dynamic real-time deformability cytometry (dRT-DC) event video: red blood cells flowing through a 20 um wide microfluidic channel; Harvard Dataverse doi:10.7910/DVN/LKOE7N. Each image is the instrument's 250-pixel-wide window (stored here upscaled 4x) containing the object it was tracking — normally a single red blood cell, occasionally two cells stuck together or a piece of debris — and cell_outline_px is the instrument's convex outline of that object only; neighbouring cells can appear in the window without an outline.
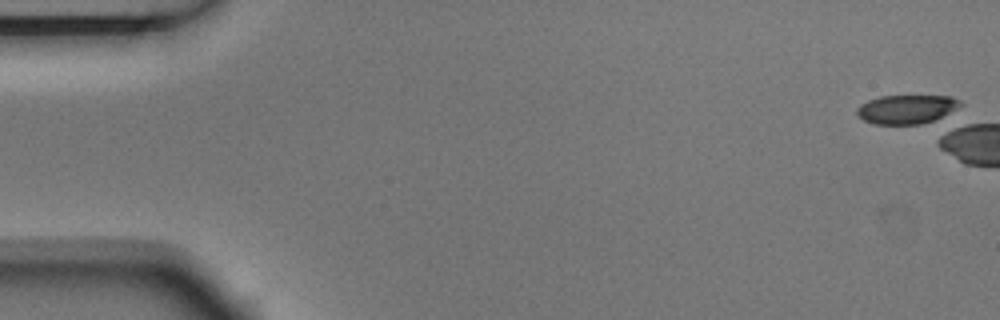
{"species": "Egyptian fruit bat (a non-hibernating species)", "species_latin": "Rousettus aegyptiacus", "temperature_condition": "room temperature", "stored_images_in_passage": 1, "camera_frame_rate_fps": 3000, "um_per_image_px": 0.085, "animal": {"sex": "male"}, "frame": {"image": 1, "passage_image": 1, "time_ms": 0.0, "image_size_px": [1000, 320], "cell_outline_px": [[964, 104], [932, 120], [920, 124], [872, 124], [864, 120], [856, 112], [856, 108], [860, 104], [868, 100], [880, 96], [952, 96], [960, 100]], "centroid_in_image_um": [77.02, 9.27], "position_along_channel_um": 8.0, "area_um2": 17.22}}